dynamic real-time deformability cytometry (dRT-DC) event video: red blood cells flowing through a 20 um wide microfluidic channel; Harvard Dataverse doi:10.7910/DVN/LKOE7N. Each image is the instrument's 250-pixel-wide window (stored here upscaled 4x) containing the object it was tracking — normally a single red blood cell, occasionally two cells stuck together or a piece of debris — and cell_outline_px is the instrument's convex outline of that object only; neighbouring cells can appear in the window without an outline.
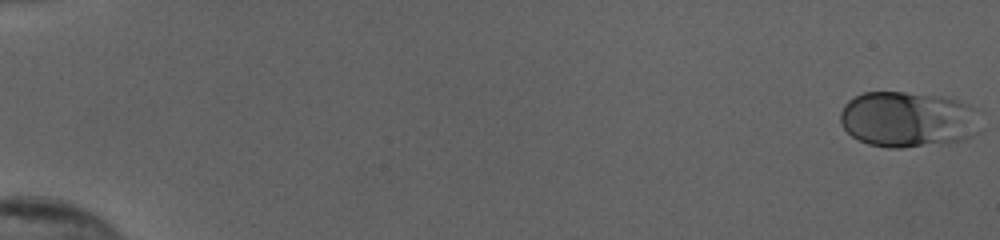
{"species": "human", "species_latin": "Homo sapiens", "temperature_condition": "cold", "stored_images_in_passage": 54, "camera_frame_rate_fps": 3000, "um_per_image_px": 0.085, "donor": {"sex": "female"}, "frame": {"image": 1, "passage_image": 1, "time_ms": 0.0, "image_size_px": [1000, 240], "cell_outline_px": [[984, 128], [980, 132], [964, 140], [948, 144], [900, 148], [888, 148], [868, 144], [852, 136], [840, 124], [840, 112], [844, 104], [848, 100], [864, 92], [904, 92], [940, 96], [956, 100], [968, 104], [976, 108]], "centroid_in_image_um": [77.24, 10.17], "position_along_channel_um": 7.8, "area_um2": 46.59}}
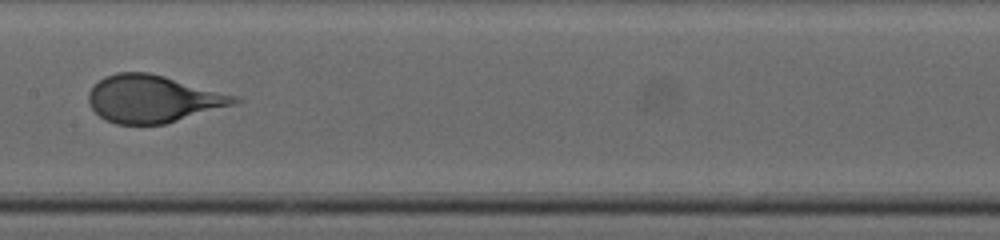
{"frame": {"image": 2, "passage_image": 30, "time_ms": 9.667, "image_size_px": [1000, 240], "cell_outline_px": [[244, 100], [236, 104], [164, 124], [116, 124], [104, 120], [88, 104], [88, 92], [104, 76], [116, 72], [148, 72], [164, 76], [240, 96]], "centroid_in_image_um": [13.02, 8.4], "position_along_channel_um": 194.4, "area_um2": 40.34}}
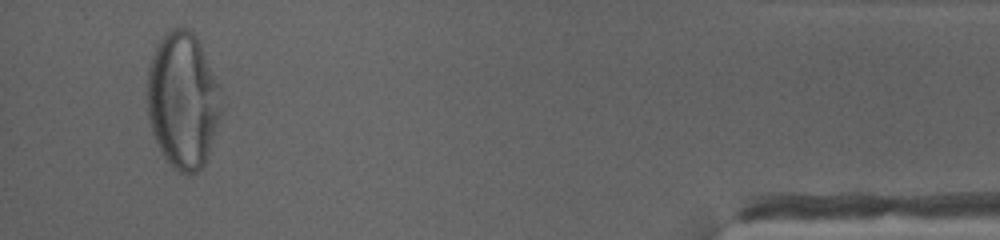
{"frame": {"image": 3, "passage_image": 52, "time_ms": 17.0, "image_size_px": [1000, 240], "cell_outline_px": [[224, 108], [204, 164], [196, 172], [188, 176], [172, 168], [156, 144], [148, 120], [148, 68], [152, 56], [160, 40], [172, 28], [188, 28], [196, 36], [220, 80]], "centroid_in_image_um": [15.59, 8.54], "position_along_channel_um": 419.6, "area_um2": 59.59}, "authors_computed_cell_mechanics": {"area_um2": 41.8183, "velocity_mm_per_s": 3.8828, "shape_relaxation_time_tau1_ms": 3.7508, "shape_relaxation_time_tau2_ms": null, "deformation_change_tau1": 0.1808, "deformation_change_tau2": null}}